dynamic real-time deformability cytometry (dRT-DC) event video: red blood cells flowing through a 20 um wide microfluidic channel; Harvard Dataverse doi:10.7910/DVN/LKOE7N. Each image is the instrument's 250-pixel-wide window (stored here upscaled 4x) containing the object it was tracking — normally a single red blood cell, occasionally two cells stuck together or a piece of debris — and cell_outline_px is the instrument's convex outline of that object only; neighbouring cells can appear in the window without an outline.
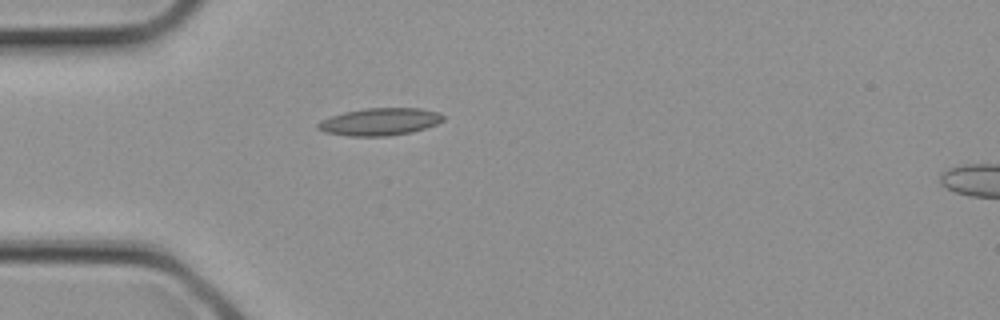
{"species": "common noctule bat (a hibernating species)", "species_latin": "Nyctalus noctula", "temperature_condition": "cold", "stored_images_in_passage": 1, "camera_frame_rate_fps": 3000, "um_per_image_px": 0.085, "animal": {"sex": "female", "body_mass_g": 21.9}, "frame": {"image": 1, "passage_image": 1, "time_ms": 0.0, "image_size_px": [1000, 320], "cell_outline_px": [[444, 120], [436, 124], [412, 132], [388, 136], [348, 136], [324, 132], [316, 128], [316, 124], [320, 120], [344, 112], [364, 108], [420, 108], [440, 112], [444, 116]], "centroid_in_image_um": [32.27, 10.34], "position_along_channel_um": 52.7, "area_um2": 20.11}}